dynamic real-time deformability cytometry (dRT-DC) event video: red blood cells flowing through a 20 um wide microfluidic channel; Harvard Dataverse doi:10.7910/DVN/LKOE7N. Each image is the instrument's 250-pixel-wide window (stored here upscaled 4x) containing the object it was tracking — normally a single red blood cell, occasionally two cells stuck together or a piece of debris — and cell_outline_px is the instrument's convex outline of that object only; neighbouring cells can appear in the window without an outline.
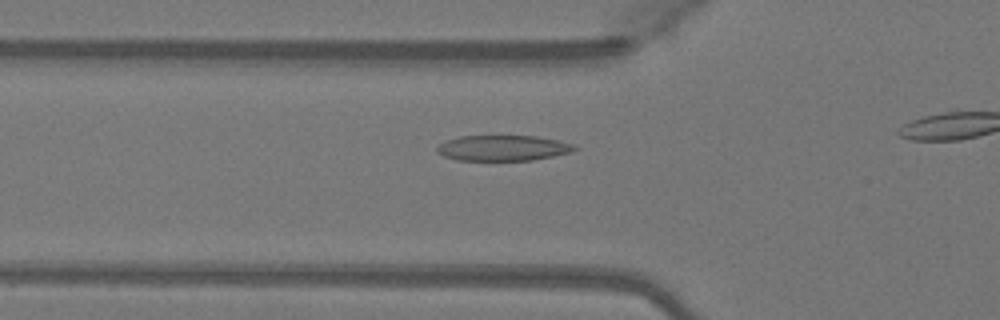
{"species": "Egyptian fruit bat (a non-hibernating species)", "species_latin": "Rousettus aegyptiacus", "temperature_condition": "warm", "stored_images_in_passage": 13, "camera_frame_rate_fps": 3000, "um_per_image_px": 0.085, "animal": {"sex": "female"}, "frame": {"image": 1, "passage_image": 8, "time_ms": 2.333, "image_size_px": [1000, 320], "cell_outline_px": [[560, 152], [544, 156], [524, 160], [468, 160], [452, 156], [472, 136], [524, 136], [548, 140]], "centroid_in_image_um": [42.92, 12.61], "position_along_channel_um": 82.9, "area_um2": 14.85}}
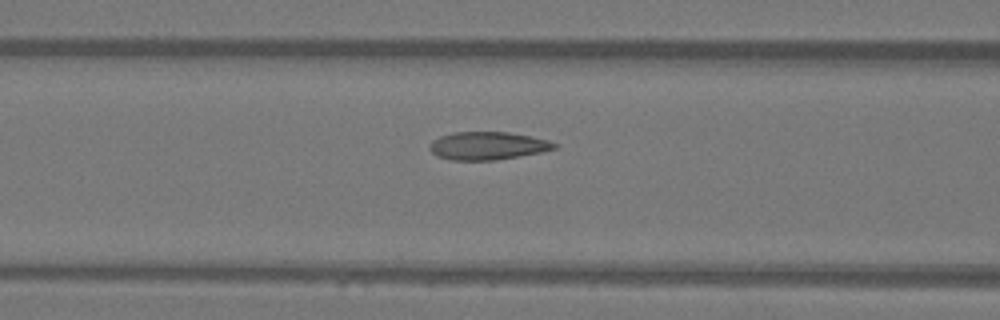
{"frame": {"image": 2, "passage_image": 11, "time_ms": 3.333, "image_size_px": [1000, 320], "cell_outline_px": [[552, 144], [548, 148], [532, 152], [512, 156], [480, 160], [464, 160], [444, 156], [436, 152], [432, 148], [440, 140], [448, 136], [468, 132], [496, 132], [524, 136], [540, 140]], "centroid_in_image_um": [41.41, 12.38], "position_along_channel_um": 125.2, "area_um2": 17.17}}